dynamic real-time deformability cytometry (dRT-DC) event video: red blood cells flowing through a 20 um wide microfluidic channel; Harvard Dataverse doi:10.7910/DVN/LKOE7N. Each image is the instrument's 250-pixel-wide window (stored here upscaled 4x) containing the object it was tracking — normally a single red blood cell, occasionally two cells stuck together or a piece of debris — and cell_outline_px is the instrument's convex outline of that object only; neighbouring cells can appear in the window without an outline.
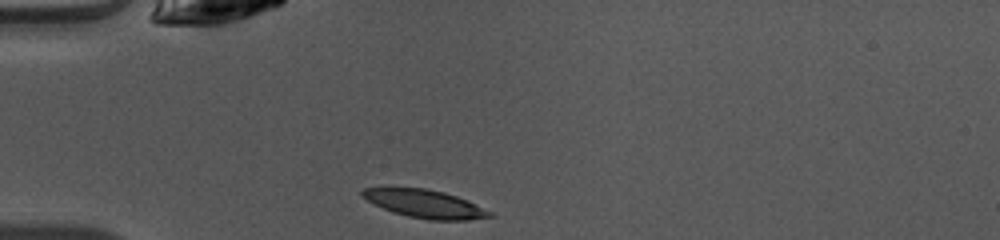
{"species": "common noctule bat (a hibernating species)", "species_latin": "Nyctalus noctula", "temperature_condition": "warm", "stored_images_in_passage": 36, "camera_frame_rate_fps": 3000, "um_per_image_px": 0.085, "animal": {"sex": "female", "body_mass_g": 10.0, "forearm_length_mm": 53.1}, "frame": {"image": 1, "passage_image": 1, "time_ms": 0.0, "image_size_px": [1000, 240], "cell_outline_px": [[496, 216], [468, 220], [432, 220], [408, 216], [392, 212], [360, 196], [360, 192], [364, 188], [424, 188], [444, 192], [456, 196], [492, 212]], "centroid_in_image_um": [36.13, 17.33], "position_along_channel_um": 48.9, "area_um2": 20.52}}
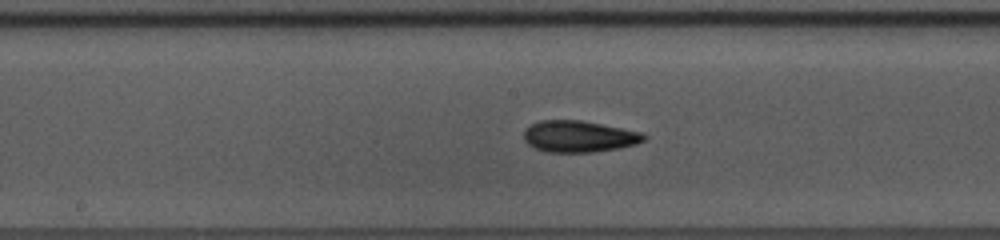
{"frame": {"image": 2, "passage_image": 13, "time_ms": 4.0, "image_size_px": [1000, 240], "cell_outline_px": [[648, 136], [644, 140], [636, 144], [620, 148], [592, 152], [544, 152], [528, 144], [524, 140], [524, 132], [532, 124], [540, 120], [580, 120], [640, 132]], "centroid_in_image_um": [49.2, 11.6], "position_along_channel_um": 199.0, "area_um2": 21.85}}
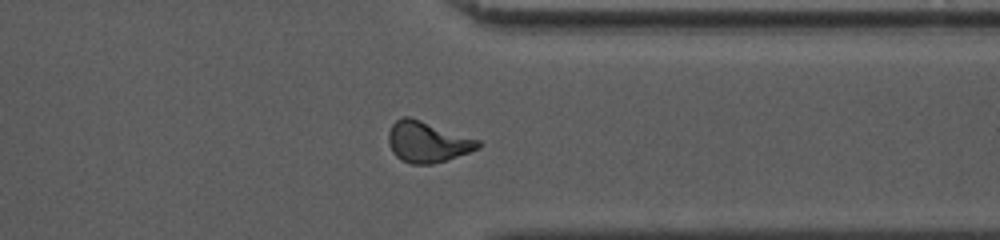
{"frame": {"image": 3, "passage_image": 26, "time_ms": 8.333, "image_size_px": [1000, 240], "cell_outline_px": [[480, 148], [432, 164], [412, 164], [400, 160], [392, 152], [388, 144], [388, 132], [392, 124], [396, 120], [404, 116], [408, 116], [480, 140]], "centroid_in_image_um": [36.28, 12.06], "position_along_channel_um": 375.1, "area_um2": 21.15}, "authors_computed_cell_mechanics": {"area_um2": 20.808, "velocity_mm_per_s": 4.0909, "shape_relaxation_time_tau1_ms": 3.8224, "shape_relaxation_time_tau2_ms": 2.3224, "deformation_change_tau1": 0.1355, "deformation_change_tau2": 0.0943}}